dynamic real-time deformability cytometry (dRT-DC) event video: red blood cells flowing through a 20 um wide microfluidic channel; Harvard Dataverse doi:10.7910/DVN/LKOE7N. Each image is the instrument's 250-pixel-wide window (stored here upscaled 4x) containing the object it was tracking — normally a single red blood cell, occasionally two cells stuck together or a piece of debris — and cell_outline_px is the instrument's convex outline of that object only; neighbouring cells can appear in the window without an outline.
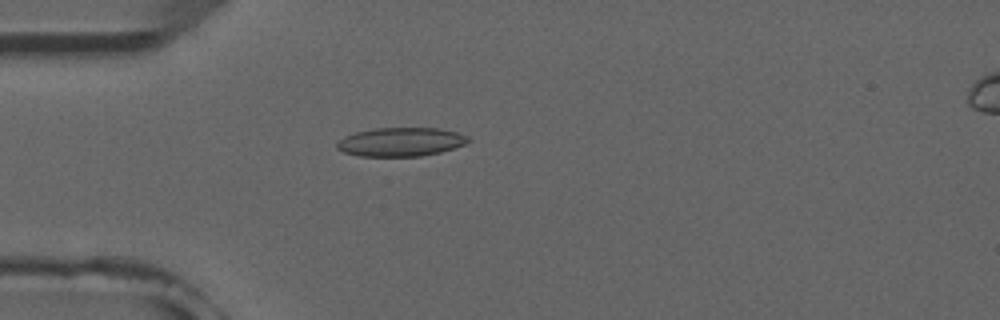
{"species": "common noctule bat (a hibernating species)", "species_latin": "Nyctalus noctula", "temperature_condition": "room temperature", "stored_images_in_passage": 4, "camera_frame_rate_fps": 3000, "um_per_image_px": 0.085, "animal": {"sex": "male", "forearm_length_mm": 52.5}, "frame": {"image": 1, "passage_image": 4, "time_ms": 3.667, "image_size_px": [1000, 320], "cell_outline_px": [[472, 140], [464, 144], [440, 152], [420, 156], [360, 156], [344, 152], [336, 148], [336, 144], [344, 136], [356, 132], [376, 128], [440, 128], [456, 132], [468, 136]], "centroid_in_image_um": [34.07, 12.06], "position_along_channel_um": 50.9, "area_um2": 21.91}}